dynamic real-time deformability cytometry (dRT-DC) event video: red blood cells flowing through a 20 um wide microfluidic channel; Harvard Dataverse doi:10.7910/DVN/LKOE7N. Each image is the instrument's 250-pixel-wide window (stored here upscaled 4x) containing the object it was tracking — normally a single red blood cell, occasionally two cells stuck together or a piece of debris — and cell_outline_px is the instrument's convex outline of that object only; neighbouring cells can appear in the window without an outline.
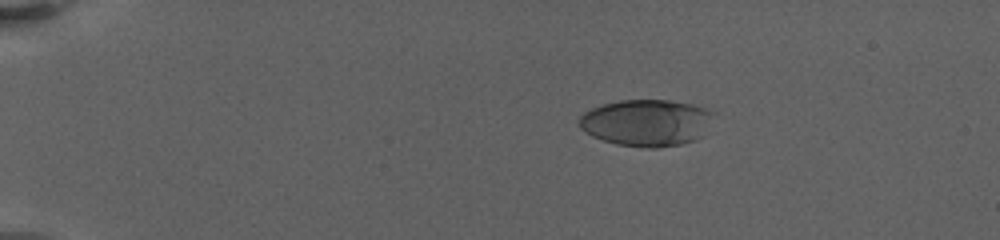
{"species": "human", "species_latin": "Homo sapiens", "temperature_condition": "warm", "stored_images_in_passage": 47, "camera_frame_rate_fps": 3000, "um_per_image_px": 0.085, "donor": {"sex": "female"}, "frame": {"image": 1, "passage_image": 6, "time_ms": 3.333, "image_size_px": [1000, 240], "cell_outline_px": [[716, 112], [704, 136], [696, 140], [680, 144], [656, 148], [648, 148], [616, 144], [592, 136], [584, 132], [580, 128], [580, 116], [584, 112], [600, 104], [620, 100], [668, 100], [692, 104]], "centroid_in_image_um": [54.98, 10.43], "position_along_channel_um": 30.0, "area_um2": 36.93}}
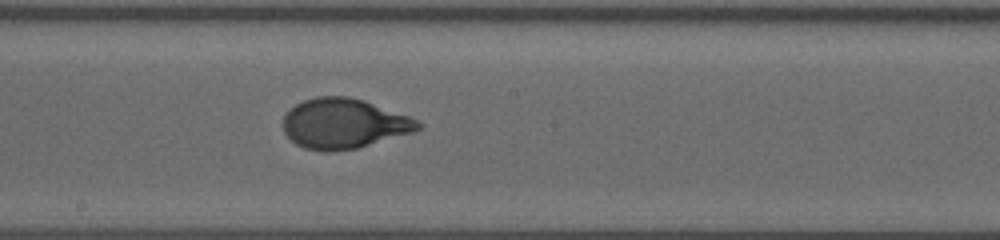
{"frame": {"image": 2, "passage_image": 23, "time_ms": 12.333, "image_size_px": [1000, 240], "cell_outline_px": [[424, 124], [420, 128], [412, 132], [356, 148], [328, 152], [324, 152], [304, 148], [296, 144], [284, 132], [284, 116], [296, 104], [304, 100], [316, 96], [348, 96], [364, 100], [408, 116]], "centroid_in_image_um": [29.21, 10.5], "position_along_channel_um": 219.0, "area_um2": 38.96}}
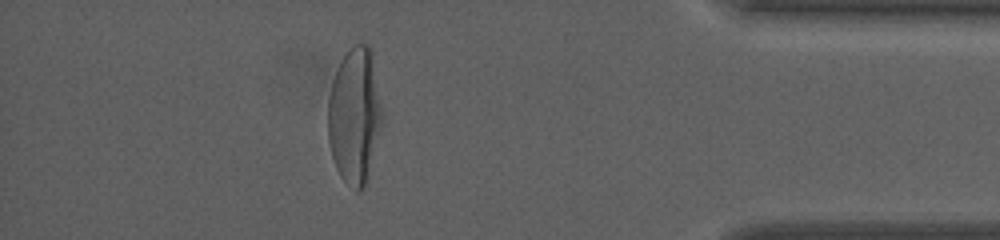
{"frame": {"image": 3, "passage_image": 41, "time_ms": 19.333, "image_size_px": [1000, 240], "cell_outline_px": [[384, 116], [364, 188], [356, 192], [340, 176], [336, 168], [332, 156], [328, 140], [328, 96], [332, 80], [348, 48], [352, 44], [368, 44], [372, 52]], "centroid_in_image_um": [30.15, 9.81], "position_along_channel_um": 405.1, "area_um2": 43.12}, "authors_computed_cell_mechanics": {"area_um2": 38.6682, "velocity_mm_per_s": 3.117, "shape_relaxation_time_tau1_ms": 6.0208, "shape_relaxation_time_tau2_ms": null, "deformation_change_tau1": 0.2728, "deformation_change_tau2": null}}